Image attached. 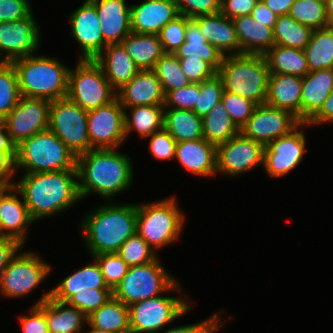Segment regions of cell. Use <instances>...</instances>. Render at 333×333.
I'll list each match as a JSON object with an SVG mask.
<instances>
[{
    "mask_svg": "<svg viewBox=\"0 0 333 333\" xmlns=\"http://www.w3.org/2000/svg\"><path fill=\"white\" fill-rule=\"evenodd\" d=\"M115 149H91L77 157L80 197L97 194L103 200L128 190L134 180L133 162L129 155Z\"/></svg>",
    "mask_w": 333,
    "mask_h": 333,
    "instance_id": "6da1fadb",
    "label": "cell"
},
{
    "mask_svg": "<svg viewBox=\"0 0 333 333\" xmlns=\"http://www.w3.org/2000/svg\"><path fill=\"white\" fill-rule=\"evenodd\" d=\"M14 186L34 222L59 215L82 201L77 170L24 173Z\"/></svg>",
    "mask_w": 333,
    "mask_h": 333,
    "instance_id": "7a4b0ae2",
    "label": "cell"
},
{
    "mask_svg": "<svg viewBox=\"0 0 333 333\" xmlns=\"http://www.w3.org/2000/svg\"><path fill=\"white\" fill-rule=\"evenodd\" d=\"M103 204L85 214L78 225L91 257L118 253L121 245L136 233L137 203L104 201Z\"/></svg>",
    "mask_w": 333,
    "mask_h": 333,
    "instance_id": "3957f363",
    "label": "cell"
},
{
    "mask_svg": "<svg viewBox=\"0 0 333 333\" xmlns=\"http://www.w3.org/2000/svg\"><path fill=\"white\" fill-rule=\"evenodd\" d=\"M21 96L54 101L66 97L69 66L56 57L33 54L12 62Z\"/></svg>",
    "mask_w": 333,
    "mask_h": 333,
    "instance_id": "277c9868",
    "label": "cell"
},
{
    "mask_svg": "<svg viewBox=\"0 0 333 333\" xmlns=\"http://www.w3.org/2000/svg\"><path fill=\"white\" fill-rule=\"evenodd\" d=\"M217 74L225 91L265 104L270 71L264 55L224 56Z\"/></svg>",
    "mask_w": 333,
    "mask_h": 333,
    "instance_id": "5b68a950",
    "label": "cell"
},
{
    "mask_svg": "<svg viewBox=\"0 0 333 333\" xmlns=\"http://www.w3.org/2000/svg\"><path fill=\"white\" fill-rule=\"evenodd\" d=\"M185 216L173 195L157 202L137 204L136 233L157 252L179 240Z\"/></svg>",
    "mask_w": 333,
    "mask_h": 333,
    "instance_id": "8992f818",
    "label": "cell"
},
{
    "mask_svg": "<svg viewBox=\"0 0 333 333\" xmlns=\"http://www.w3.org/2000/svg\"><path fill=\"white\" fill-rule=\"evenodd\" d=\"M16 171L41 173L77 170V157L50 130L32 135L16 146Z\"/></svg>",
    "mask_w": 333,
    "mask_h": 333,
    "instance_id": "52a82bcc",
    "label": "cell"
},
{
    "mask_svg": "<svg viewBox=\"0 0 333 333\" xmlns=\"http://www.w3.org/2000/svg\"><path fill=\"white\" fill-rule=\"evenodd\" d=\"M157 257L154 261L131 266L121 282L114 288L113 296L125 305L146 300L170 291L181 292L178 279L168 273Z\"/></svg>",
    "mask_w": 333,
    "mask_h": 333,
    "instance_id": "ba28073f",
    "label": "cell"
},
{
    "mask_svg": "<svg viewBox=\"0 0 333 333\" xmlns=\"http://www.w3.org/2000/svg\"><path fill=\"white\" fill-rule=\"evenodd\" d=\"M70 68L66 97L85 111L95 110L117 98V91L92 59H78Z\"/></svg>",
    "mask_w": 333,
    "mask_h": 333,
    "instance_id": "9c48e42d",
    "label": "cell"
},
{
    "mask_svg": "<svg viewBox=\"0 0 333 333\" xmlns=\"http://www.w3.org/2000/svg\"><path fill=\"white\" fill-rule=\"evenodd\" d=\"M159 295L128 306L131 333H160L166 325L186 315L193 305L181 296Z\"/></svg>",
    "mask_w": 333,
    "mask_h": 333,
    "instance_id": "30bf717a",
    "label": "cell"
},
{
    "mask_svg": "<svg viewBox=\"0 0 333 333\" xmlns=\"http://www.w3.org/2000/svg\"><path fill=\"white\" fill-rule=\"evenodd\" d=\"M20 248L0 275V294L6 298H23L29 295L46 277L52 267L36 252ZM23 252H22V251Z\"/></svg>",
    "mask_w": 333,
    "mask_h": 333,
    "instance_id": "8fae6325",
    "label": "cell"
},
{
    "mask_svg": "<svg viewBox=\"0 0 333 333\" xmlns=\"http://www.w3.org/2000/svg\"><path fill=\"white\" fill-rule=\"evenodd\" d=\"M88 112L67 97L51 101L49 129L76 157L91 150Z\"/></svg>",
    "mask_w": 333,
    "mask_h": 333,
    "instance_id": "7c38bea8",
    "label": "cell"
},
{
    "mask_svg": "<svg viewBox=\"0 0 333 333\" xmlns=\"http://www.w3.org/2000/svg\"><path fill=\"white\" fill-rule=\"evenodd\" d=\"M307 123H300L294 130L269 142L264 149V170L270 178H280L297 168L306 155Z\"/></svg>",
    "mask_w": 333,
    "mask_h": 333,
    "instance_id": "4fadbf2b",
    "label": "cell"
},
{
    "mask_svg": "<svg viewBox=\"0 0 333 333\" xmlns=\"http://www.w3.org/2000/svg\"><path fill=\"white\" fill-rule=\"evenodd\" d=\"M264 149L262 143L246 138L241 133L237 134L216 146L217 174L232 178L259 165L264 167Z\"/></svg>",
    "mask_w": 333,
    "mask_h": 333,
    "instance_id": "5bb4252c",
    "label": "cell"
},
{
    "mask_svg": "<svg viewBox=\"0 0 333 333\" xmlns=\"http://www.w3.org/2000/svg\"><path fill=\"white\" fill-rule=\"evenodd\" d=\"M124 107L118 98L88 111L87 125L91 149L119 148L126 140Z\"/></svg>",
    "mask_w": 333,
    "mask_h": 333,
    "instance_id": "9a60e30c",
    "label": "cell"
},
{
    "mask_svg": "<svg viewBox=\"0 0 333 333\" xmlns=\"http://www.w3.org/2000/svg\"><path fill=\"white\" fill-rule=\"evenodd\" d=\"M35 18L32 12L18 21L0 22V62L12 63L37 54L41 47V29Z\"/></svg>",
    "mask_w": 333,
    "mask_h": 333,
    "instance_id": "2e32d148",
    "label": "cell"
},
{
    "mask_svg": "<svg viewBox=\"0 0 333 333\" xmlns=\"http://www.w3.org/2000/svg\"><path fill=\"white\" fill-rule=\"evenodd\" d=\"M51 101L21 96L15 108L3 119L12 143L18 146L32 135L49 129Z\"/></svg>",
    "mask_w": 333,
    "mask_h": 333,
    "instance_id": "e0dca14e",
    "label": "cell"
},
{
    "mask_svg": "<svg viewBox=\"0 0 333 333\" xmlns=\"http://www.w3.org/2000/svg\"><path fill=\"white\" fill-rule=\"evenodd\" d=\"M300 123L289 111L260 104L256 106L251 118L240 129V133L266 146L269 142L289 134Z\"/></svg>",
    "mask_w": 333,
    "mask_h": 333,
    "instance_id": "ac0fdd59",
    "label": "cell"
},
{
    "mask_svg": "<svg viewBox=\"0 0 333 333\" xmlns=\"http://www.w3.org/2000/svg\"><path fill=\"white\" fill-rule=\"evenodd\" d=\"M68 18L69 31L80 45L79 59L94 60L108 45L103 39L95 5L90 0H86L70 13Z\"/></svg>",
    "mask_w": 333,
    "mask_h": 333,
    "instance_id": "d6986e66",
    "label": "cell"
},
{
    "mask_svg": "<svg viewBox=\"0 0 333 333\" xmlns=\"http://www.w3.org/2000/svg\"><path fill=\"white\" fill-rule=\"evenodd\" d=\"M0 222L5 234L25 247L28 229L35 222L28 212L22 194L14 185L0 189Z\"/></svg>",
    "mask_w": 333,
    "mask_h": 333,
    "instance_id": "ffe728a7",
    "label": "cell"
},
{
    "mask_svg": "<svg viewBox=\"0 0 333 333\" xmlns=\"http://www.w3.org/2000/svg\"><path fill=\"white\" fill-rule=\"evenodd\" d=\"M124 108L134 106H164L165 93L160 80L152 70H140L117 91Z\"/></svg>",
    "mask_w": 333,
    "mask_h": 333,
    "instance_id": "44dd1931",
    "label": "cell"
},
{
    "mask_svg": "<svg viewBox=\"0 0 333 333\" xmlns=\"http://www.w3.org/2000/svg\"><path fill=\"white\" fill-rule=\"evenodd\" d=\"M178 15L175 0H145L131 4V29L138 34L158 35Z\"/></svg>",
    "mask_w": 333,
    "mask_h": 333,
    "instance_id": "7402d4cb",
    "label": "cell"
},
{
    "mask_svg": "<svg viewBox=\"0 0 333 333\" xmlns=\"http://www.w3.org/2000/svg\"><path fill=\"white\" fill-rule=\"evenodd\" d=\"M96 8L103 39L121 43L131 32V5L126 0H90Z\"/></svg>",
    "mask_w": 333,
    "mask_h": 333,
    "instance_id": "603a6c76",
    "label": "cell"
},
{
    "mask_svg": "<svg viewBox=\"0 0 333 333\" xmlns=\"http://www.w3.org/2000/svg\"><path fill=\"white\" fill-rule=\"evenodd\" d=\"M175 159L193 175L202 178L217 175L216 146L204 138L178 142Z\"/></svg>",
    "mask_w": 333,
    "mask_h": 333,
    "instance_id": "cb8c5ba5",
    "label": "cell"
},
{
    "mask_svg": "<svg viewBox=\"0 0 333 333\" xmlns=\"http://www.w3.org/2000/svg\"><path fill=\"white\" fill-rule=\"evenodd\" d=\"M206 42L216 47L223 56L240 55V45L232 19L221 12L193 18Z\"/></svg>",
    "mask_w": 333,
    "mask_h": 333,
    "instance_id": "d4e9b609",
    "label": "cell"
},
{
    "mask_svg": "<svg viewBox=\"0 0 333 333\" xmlns=\"http://www.w3.org/2000/svg\"><path fill=\"white\" fill-rule=\"evenodd\" d=\"M302 82L303 77L270 74L265 104L289 111L301 122Z\"/></svg>",
    "mask_w": 333,
    "mask_h": 333,
    "instance_id": "484cf974",
    "label": "cell"
},
{
    "mask_svg": "<svg viewBox=\"0 0 333 333\" xmlns=\"http://www.w3.org/2000/svg\"><path fill=\"white\" fill-rule=\"evenodd\" d=\"M94 61L116 91L140 71L121 43L108 44Z\"/></svg>",
    "mask_w": 333,
    "mask_h": 333,
    "instance_id": "4316f807",
    "label": "cell"
},
{
    "mask_svg": "<svg viewBox=\"0 0 333 333\" xmlns=\"http://www.w3.org/2000/svg\"><path fill=\"white\" fill-rule=\"evenodd\" d=\"M333 90V69L308 72L303 77L301 122L307 123L321 108Z\"/></svg>",
    "mask_w": 333,
    "mask_h": 333,
    "instance_id": "83f0119b",
    "label": "cell"
},
{
    "mask_svg": "<svg viewBox=\"0 0 333 333\" xmlns=\"http://www.w3.org/2000/svg\"><path fill=\"white\" fill-rule=\"evenodd\" d=\"M94 289H111L106 284L97 261L92 257V263L86 264L73 274L66 276L51 289V298L67 302L74 294Z\"/></svg>",
    "mask_w": 333,
    "mask_h": 333,
    "instance_id": "f1b7e54d",
    "label": "cell"
},
{
    "mask_svg": "<svg viewBox=\"0 0 333 333\" xmlns=\"http://www.w3.org/2000/svg\"><path fill=\"white\" fill-rule=\"evenodd\" d=\"M240 45V54L265 55L274 45L273 28L265 26L251 15L233 19Z\"/></svg>",
    "mask_w": 333,
    "mask_h": 333,
    "instance_id": "f546056e",
    "label": "cell"
},
{
    "mask_svg": "<svg viewBox=\"0 0 333 333\" xmlns=\"http://www.w3.org/2000/svg\"><path fill=\"white\" fill-rule=\"evenodd\" d=\"M45 313L49 333H81L87 316L75 306L53 298L37 304Z\"/></svg>",
    "mask_w": 333,
    "mask_h": 333,
    "instance_id": "4dcf8cb0",
    "label": "cell"
},
{
    "mask_svg": "<svg viewBox=\"0 0 333 333\" xmlns=\"http://www.w3.org/2000/svg\"><path fill=\"white\" fill-rule=\"evenodd\" d=\"M178 59L201 58L216 72L221 67L224 56L212 44L206 42L197 22L193 18L186 17L185 42L174 52Z\"/></svg>",
    "mask_w": 333,
    "mask_h": 333,
    "instance_id": "1f68e13d",
    "label": "cell"
},
{
    "mask_svg": "<svg viewBox=\"0 0 333 333\" xmlns=\"http://www.w3.org/2000/svg\"><path fill=\"white\" fill-rule=\"evenodd\" d=\"M121 44L140 70H152L165 54L158 35L131 32Z\"/></svg>",
    "mask_w": 333,
    "mask_h": 333,
    "instance_id": "d6a6232c",
    "label": "cell"
},
{
    "mask_svg": "<svg viewBox=\"0 0 333 333\" xmlns=\"http://www.w3.org/2000/svg\"><path fill=\"white\" fill-rule=\"evenodd\" d=\"M124 112L126 139L133 131L146 139L164 127V106H134Z\"/></svg>",
    "mask_w": 333,
    "mask_h": 333,
    "instance_id": "836d02e7",
    "label": "cell"
},
{
    "mask_svg": "<svg viewBox=\"0 0 333 333\" xmlns=\"http://www.w3.org/2000/svg\"><path fill=\"white\" fill-rule=\"evenodd\" d=\"M164 128L177 143L204 138L202 117L194 111L164 108Z\"/></svg>",
    "mask_w": 333,
    "mask_h": 333,
    "instance_id": "e575fe53",
    "label": "cell"
},
{
    "mask_svg": "<svg viewBox=\"0 0 333 333\" xmlns=\"http://www.w3.org/2000/svg\"><path fill=\"white\" fill-rule=\"evenodd\" d=\"M87 322L112 333H131L129 308L114 296L87 316Z\"/></svg>",
    "mask_w": 333,
    "mask_h": 333,
    "instance_id": "d590c367",
    "label": "cell"
},
{
    "mask_svg": "<svg viewBox=\"0 0 333 333\" xmlns=\"http://www.w3.org/2000/svg\"><path fill=\"white\" fill-rule=\"evenodd\" d=\"M264 56L270 74H290L304 77L309 72L304 50L275 44Z\"/></svg>",
    "mask_w": 333,
    "mask_h": 333,
    "instance_id": "8d00e7d4",
    "label": "cell"
},
{
    "mask_svg": "<svg viewBox=\"0 0 333 333\" xmlns=\"http://www.w3.org/2000/svg\"><path fill=\"white\" fill-rule=\"evenodd\" d=\"M304 52L309 72L333 69V25L313 30Z\"/></svg>",
    "mask_w": 333,
    "mask_h": 333,
    "instance_id": "74e56055",
    "label": "cell"
},
{
    "mask_svg": "<svg viewBox=\"0 0 333 333\" xmlns=\"http://www.w3.org/2000/svg\"><path fill=\"white\" fill-rule=\"evenodd\" d=\"M202 125L204 139L215 146L227 142L240 133V129L229 117L222 102L202 117Z\"/></svg>",
    "mask_w": 333,
    "mask_h": 333,
    "instance_id": "f35d334b",
    "label": "cell"
},
{
    "mask_svg": "<svg viewBox=\"0 0 333 333\" xmlns=\"http://www.w3.org/2000/svg\"><path fill=\"white\" fill-rule=\"evenodd\" d=\"M312 30L298 23L289 14L278 16L273 27L275 44L304 50L309 42Z\"/></svg>",
    "mask_w": 333,
    "mask_h": 333,
    "instance_id": "ab89813d",
    "label": "cell"
},
{
    "mask_svg": "<svg viewBox=\"0 0 333 333\" xmlns=\"http://www.w3.org/2000/svg\"><path fill=\"white\" fill-rule=\"evenodd\" d=\"M289 15L312 31L329 26L323 0H295Z\"/></svg>",
    "mask_w": 333,
    "mask_h": 333,
    "instance_id": "60d3db41",
    "label": "cell"
},
{
    "mask_svg": "<svg viewBox=\"0 0 333 333\" xmlns=\"http://www.w3.org/2000/svg\"><path fill=\"white\" fill-rule=\"evenodd\" d=\"M152 71L162 84L165 95L172 90L190 84L183 72L180 61L174 54H164L154 65Z\"/></svg>",
    "mask_w": 333,
    "mask_h": 333,
    "instance_id": "b9f144b4",
    "label": "cell"
},
{
    "mask_svg": "<svg viewBox=\"0 0 333 333\" xmlns=\"http://www.w3.org/2000/svg\"><path fill=\"white\" fill-rule=\"evenodd\" d=\"M20 97L18 75L14 65L0 62V120L15 108Z\"/></svg>",
    "mask_w": 333,
    "mask_h": 333,
    "instance_id": "7bdbcfd3",
    "label": "cell"
},
{
    "mask_svg": "<svg viewBox=\"0 0 333 333\" xmlns=\"http://www.w3.org/2000/svg\"><path fill=\"white\" fill-rule=\"evenodd\" d=\"M118 254L130 267L150 263L158 257L157 252L137 233L121 245Z\"/></svg>",
    "mask_w": 333,
    "mask_h": 333,
    "instance_id": "ee69618b",
    "label": "cell"
},
{
    "mask_svg": "<svg viewBox=\"0 0 333 333\" xmlns=\"http://www.w3.org/2000/svg\"><path fill=\"white\" fill-rule=\"evenodd\" d=\"M199 90L200 94H197V105L194 112L198 116L204 117L222 101L224 92L222 79L218 74H215L210 79L199 83Z\"/></svg>",
    "mask_w": 333,
    "mask_h": 333,
    "instance_id": "f6af8a7d",
    "label": "cell"
},
{
    "mask_svg": "<svg viewBox=\"0 0 333 333\" xmlns=\"http://www.w3.org/2000/svg\"><path fill=\"white\" fill-rule=\"evenodd\" d=\"M101 269V273L109 288H114L121 282L130 266L118 253H101L92 256Z\"/></svg>",
    "mask_w": 333,
    "mask_h": 333,
    "instance_id": "bcb514c9",
    "label": "cell"
},
{
    "mask_svg": "<svg viewBox=\"0 0 333 333\" xmlns=\"http://www.w3.org/2000/svg\"><path fill=\"white\" fill-rule=\"evenodd\" d=\"M229 117L241 129L251 118L257 104L250 99L238 96L224 90L222 101Z\"/></svg>",
    "mask_w": 333,
    "mask_h": 333,
    "instance_id": "7dc6e473",
    "label": "cell"
},
{
    "mask_svg": "<svg viewBox=\"0 0 333 333\" xmlns=\"http://www.w3.org/2000/svg\"><path fill=\"white\" fill-rule=\"evenodd\" d=\"M186 16L179 14L158 33L165 54L174 52L185 42Z\"/></svg>",
    "mask_w": 333,
    "mask_h": 333,
    "instance_id": "c3c4849f",
    "label": "cell"
},
{
    "mask_svg": "<svg viewBox=\"0 0 333 333\" xmlns=\"http://www.w3.org/2000/svg\"><path fill=\"white\" fill-rule=\"evenodd\" d=\"M113 297L112 289H94V291L77 292L67 303L81 310L86 316L98 310Z\"/></svg>",
    "mask_w": 333,
    "mask_h": 333,
    "instance_id": "681fc988",
    "label": "cell"
},
{
    "mask_svg": "<svg viewBox=\"0 0 333 333\" xmlns=\"http://www.w3.org/2000/svg\"><path fill=\"white\" fill-rule=\"evenodd\" d=\"M43 293L42 297L28 309V314L19 317L22 333H49L45 313L37 304L48 300L51 297V290Z\"/></svg>",
    "mask_w": 333,
    "mask_h": 333,
    "instance_id": "f907efd6",
    "label": "cell"
},
{
    "mask_svg": "<svg viewBox=\"0 0 333 333\" xmlns=\"http://www.w3.org/2000/svg\"><path fill=\"white\" fill-rule=\"evenodd\" d=\"M197 94H200L199 83H190L180 89L169 91L165 95L164 108L194 111L197 105Z\"/></svg>",
    "mask_w": 333,
    "mask_h": 333,
    "instance_id": "816d5d0a",
    "label": "cell"
},
{
    "mask_svg": "<svg viewBox=\"0 0 333 333\" xmlns=\"http://www.w3.org/2000/svg\"><path fill=\"white\" fill-rule=\"evenodd\" d=\"M147 138L149 151L154 158L161 161L175 159L177 142L164 127Z\"/></svg>",
    "mask_w": 333,
    "mask_h": 333,
    "instance_id": "f5cc1de1",
    "label": "cell"
},
{
    "mask_svg": "<svg viewBox=\"0 0 333 333\" xmlns=\"http://www.w3.org/2000/svg\"><path fill=\"white\" fill-rule=\"evenodd\" d=\"M222 0H175L179 14L188 18L212 15L221 10Z\"/></svg>",
    "mask_w": 333,
    "mask_h": 333,
    "instance_id": "db71d44e",
    "label": "cell"
},
{
    "mask_svg": "<svg viewBox=\"0 0 333 333\" xmlns=\"http://www.w3.org/2000/svg\"><path fill=\"white\" fill-rule=\"evenodd\" d=\"M224 310H220L212 314V316L204 319L203 321L188 324V325H181V326H174L163 331L161 333H215L220 331L227 322V320L222 319V314ZM224 320V321H223Z\"/></svg>",
    "mask_w": 333,
    "mask_h": 333,
    "instance_id": "11a10c76",
    "label": "cell"
},
{
    "mask_svg": "<svg viewBox=\"0 0 333 333\" xmlns=\"http://www.w3.org/2000/svg\"><path fill=\"white\" fill-rule=\"evenodd\" d=\"M180 61L183 72L186 74L190 83H201L210 79L217 72L201 58H182Z\"/></svg>",
    "mask_w": 333,
    "mask_h": 333,
    "instance_id": "9f6ffc18",
    "label": "cell"
},
{
    "mask_svg": "<svg viewBox=\"0 0 333 333\" xmlns=\"http://www.w3.org/2000/svg\"><path fill=\"white\" fill-rule=\"evenodd\" d=\"M29 0H0V22L18 21L32 13Z\"/></svg>",
    "mask_w": 333,
    "mask_h": 333,
    "instance_id": "6f0895ef",
    "label": "cell"
},
{
    "mask_svg": "<svg viewBox=\"0 0 333 333\" xmlns=\"http://www.w3.org/2000/svg\"><path fill=\"white\" fill-rule=\"evenodd\" d=\"M259 0H222L220 12L229 19L250 15Z\"/></svg>",
    "mask_w": 333,
    "mask_h": 333,
    "instance_id": "680465c9",
    "label": "cell"
},
{
    "mask_svg": "<svg viewBox=\"0 0 333 333\" xmlns=\"http://www.w3.org/2000/svg\"><path fill=\"white\" fill-rule=\"evenodd\" d=\"M16 150H0V182L4 186H13V177L18 173L15 165Z\"/></svg>",
    "mask_w": 333,
    "mask_h": 333,
    "instance_id": "91938a15",
    "label": "cell"
},
{
    "mask_svg": "<svg viewBox=\"0 0 333 333\" xmlns=\"http://www.w3.org/2000/svg\"><path fill=\"white\" fill-rule=\"evenodd\" d=\"M333 123V90L321 106L320 110L307 122L309 127Z\"/></svg>",
    "mask_w": 333,
    "mask_h": 333,
    "instance_id": "94428289",
    "label": "cell"
},
{
    "mask_svg": "<svg viewBox=\"0 0 333 333\" xmlns=\"http://www.w3.org/2000/svg\"><path fill=\"white\" fill-rule=\"evenodd\" d=\"M16 240L7 238L0 241V275L7 267L10 259L22 248Z\"/></svg>",
    "mask_w": 333,
    "mask_h": 333,
    "instance_id": "6125c7cd",
    "label": "cell"
},
{
    "mask_svg": "<svg viewBox=\"0 0 333 333\" xmlns=\"http://www.w3.org/2000/svg\"><path fill=\"white\" fill-rule=\"evenodd\" d=\"M251 17L257 20V22L268 26L274 27L275 22L277 21L278 16L273 13L262 0H259L255 8L251 12Z\"/></svg>",
    "mask_w": 333,
    "mask_h": 333,
    "instance_id": "be15d7a7",
    "label": "cell"
},
{
    "mask_svg": "<svg viewBox=\"0 0 333 333\" xmlns=\"http://www.w3.org/2000/svg\"><path fill=\"white\" fill-rule=\"evenodd\" d=\"M277 16L288 15L295 0H262Z\"/></svg>",
    "mask_w": 333,
    "mask_h": 333,
    "instance_id": "e7e4bbea",
    "label": "cell"
},
{
    "mask_svg": "<svg viewBox=\"0 0 333 333\" xmlns=\"http://www.w3.org/2000/svg\"><path fill=\"white\" fill-rule=\"evenodd\" d=\"M0 150H16L3 120H0Z\"/></svg>",
    "mask_w": 333,
    "mask_h": 333,
    "instance_id": "03108f58",
    "label": "cell"
},
{
    "mask_svg": "<svg viewBox=\"0 0 333 333\" xmlns=\"http://www.w3.org/2000/svg\"><path fill=\"white\" fill-rule=\"evenodd\" d=\"M326 15L329 25H333V0H326Z\"/></svg>",
    "mask_w": 333,
    "mask_h": 333,
    "instance_id": "003e7915",
    "label": "cell"
},
{
    "mask_svg": "<svg viewBox=\"0 0 333 333\" xmlns=\"http://www.w3.org/2000/svg\"><path fill=\"white\" fill-rule=\"evenodd\" d=\"M85 325L86 326L88 325V327H89L88 329H90V330H88L86 332L82 330L81 333H112L107 330H101V329L95 328V327L91 326L88 322Z\"/></svg>",
    "mask_w": 333,
    "mask_h": 333,
    "instance_id": "a7ac6f4b",
    "label": "cell"
},
{
    "mask_svg": "<svg viewBox=\"0 0 333 333\" xmlns=\"http://www.w3.org/2000/svg\"><path fill=\"white\" fill-rule=\"evenodd\" d=\"M7 238H9V237L5 234V232L3 230V227H2V224L0 222V241L4 240V239H7Z\"/></svg>",
    "mask_w": 333,
    "mask_h": 333,
    "instance_id": "89a4df30",
    "label": "cell"
},
{
    "mask_svg": "<svg viewBox=\"0 0 333 333\" xmlns=\"http://www.w3.org/2000/svg\"><path fill=\"white\" fill-rule=\"evenodd\" d=\"M4 185L0 182V189L3 187Z\"/></svg>",
    "mask_w": 333,
    "mask_h": 333,
    "instance_id": "2644e50d",
    "label": "cell"
}]
</instances>
